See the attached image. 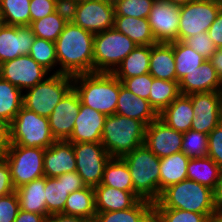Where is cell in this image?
Here are the masks:
<instances>
[{"label":"cell","mask_w":222,"mask_h":222,"mask_svg":"<svg viewBox=\"0 0 222 222\" xmlns=\"http://www.w3.org/2000/svg\"><path fill=\"white\" fill-rule=\"evenodd\" d=\"M95 34L74 23H66L55 43L58 73L77 75L93 72Z\"/></svg>","instance_id":"1"},{"label":"cell","mask_w":222,"mask_h":222,"mask_svg":"<svg viewBox=\"0 0 222 222\" xmlns=\"http://www.w3.org/2000/svg\"><path fill=\"white\" fill-rule=\"evenodd\" d=\"M73 88L81 104L105 116L115 114L119 96V79L113 73L92 72L74 75Z\"/></svg>","instance_id":"2"},{"label":"cell","mask_w":222,"mask_h":222,"mask_svg":"<svg viewBox=\"0 0 222 222\" xmlns=\"http://www.w3.org/2000/svg\"><path fill=\"white\" fill-rule=\"evenodd\" d=\"M153 208L181 209L201 214H215L213 190L192 180H183L164 189Z\"/></svg>","instance_id":"3"},{"label":"cell","mask_w":222,"mask_h":222,"mask_svg":"<svg viewBox=\"0 0 222 222\" xmlns=\"http://www.w3.org/2000/svg\"><path fill=\"white\" fill-rule=\"evenodd\" d=\"M146 126L119 114L106 117L101 143L111 158H122L145 142Z\"/></svg>","instance_id":"4"},{"label":"cell","mask_w":222,"mask_h":222,"mask_svg":"<svg viewBox=\"0 0 222 222\" xmlns=\"http://www.w3.org/2000/svg\"><path fill=\"white\" fill-rule=\"evenodd\" d=\"M122 159L130 170L134 193L140 199L156 202L159 198L160 158L143 144Z\"/></svg>","instance_id":"5"},{"label":"cell","mask_w":222,"mask_h":222,"mask_svg":"<svg viewBox=\"0 0 222 222\" xmlns=\"http://www.w3.org/2000/svg\"><path fill=\"white\" fill-rule=\"evenodd\" d=\"M56 139L52 135L49 120L22 107L9 124V145L46 149Z\"/></svg>","instance_id":"6"},{"label":"cell","mask_w":222,"mask_h":222,"mask_svg":"<svg viewBox=\"0 0 222 222\" xmlns=\"http://www.w3.org/2000/svg\"><path fill=\"white\" fill-rule=\"evenodd\" d=\"M72 87V75L51 74L42 82L23 92V107L48 118Z\"/></svg>","instance_id":"7"},{"label":"cell","mask_w":222,"mask_h":222,"mask_svg":"<svg viewBox=\"0 0 222 222\" xmlns=\"http://www.w3.org/2000/svg\"><path fill=\"white\" fill-rule=\"evenodd\" d=\"M136 46L135 42L114 27L95 34L93 72L113 73Z\"/></svg>","instance_id":"8"},{"label":"cell","mask_w":222,"mask_h":222,"mask_svg":"<svg viewBox=\"0 0 222 222\" xmlns=\"http://www.w3.org/2000/svg\"><path fill=\"white\" fill-rule=\"evenodd\" d=\"M45 149L8 145L0 155L7 161L15 190L44 175L43 160Z\"/></svg>","instance_id":"9"},{"label":"cell","mask_w":222,"mask_h":222,"mask_svg":"<svg viewBox=\"0 0 222 222\" xmlns=\"http://www.w3.org/2000/svg\"><path fill=\"white\" fill-rule=\"evenodd\" d=\"M221 10L219 0H192L181 6L178 41L207 32Z\"/></svg>","instance_id":"10"},{"label":"cell","mask_w":222,"mask_h":222,"mask_svg":"<svg viewBox=\"0 0 222 222\" xmlns=\"http://www.w3.org/2000/svg\"><path fill=\"white\" fill-rule=\"evenodd\" d=\"M76 157V172L86 186L101 184L104 168L111 156L101 142L72 143Z\"/></svg>","instance_id":"11"},{"label":"cell","mask_w":222,"mask_h":222,"mask_svg":"<svg viewBox=\"0 0 222 222\" xmlns=\"http://www.w3.org/2000/svg\"><path fill=\"white\" fill-rule=\"evenodd\" d=\"M50 74L29 54L0 64V77L15 85L22 92L45 80Z\"/></svg>","instance_id":"12"},{"label":"cell","mask_w":222,"mask_h":222,"mask_svg":"<svg viewBox=\"0 0 222 222\" xmlns=\"http://www.w3.org/2000/svg\"><path fill=\"white\" fill-rule=\"evenodd\" d=\"M112 0L79 1L74 24L93 34L104 32L114 26Z\"/></svg>","instance_id":"13"},{"label":"cell","mask_w":222,"mask_h":222,"mask_svg":"<svg viewBox=\"0 0 222 222\" xmlns=\"http://www.w3.org/2000/svg\"><path fill=\"white\" fill-rule=\"evenodd\" d=\"M188 96L194 115L191 130L208 135L221 122L222 92H201Z\"/></svg>","instance_id":"14"},{"label":"cell","mask_w":222,"mask_h":222,"mask_svg":"<svg viewBox=\"0 0 222 222\" xmlns=\"http://www.w3.org/2000/svg\"><path fill=\"white\" fill-rule=\"evenodd\" d=\"M147 19L157 43L178 41L179 6L166 0H155Z\"/></svg>","instance_id":"15"},{"label":"cell","mask_w":222,"mask_h":222,"mask_svg":"<svg viewBox=\"0 0 222 222\" xmlns=\"http://www.w3.org/2000/svg\"><path fill=\"white\" fill-rule=\"evenodd\" d=\"M183 133L168 126L159 117L145 129L144 144L158 157L182 151Z\"/></svg>","instance_id":"16"},{"label":"cell","mask_w":222,"mask_h":222,"mask_svg":"<svg viewBox=\"0 0 222 222\" xmlns=\"http://www.w3.org/2000/svg\"><path fill=\"white\" fill-rule=\"evenodd\" d=\"M80 106L79 96L72 87L48 117L52 135L56 140H67L71 136Z\"/></svg>","instance_id":"17"},{"label":"cell","mask_w":222,"mask_h":222,"mask_svg":"<svg viewBox=\"0 0 222 222\" xmlns=\"http://www.w3.org/2000/svg\"><path fill=\"white\" fill-rule=\"evenodd\" d=\"M35 40L29 26H13L0 23V64L27 55Z\"/></svg>","instance_id":"18"},{"label":"cell","mask_w":222,"mask_h":222,"mask_svg":"<svg viewBox=\"0 0 222 222\" xmlns=\"http://www.w3.org/2000/svg\"><path fill=\"white\" fill-rule=\"evenodd\" d=\"M178 83L182 95L210 91L222 92V81L209 59L192 72L185 74Z\"/></svg>","instance_id":"19"},{"label":"cell","mask_w":222,"mask_h":222,"mask_svg":"<svg viewBox=\"0 0 222 222\" xmlns=\"http://www.w3.org/2000/svg\"><path fill=\"white\" fill-rule=\"evenodd\" d=\"M106 117L99 111L81 104L75 118L73 132L67 141L71 143L101 142Z\"/></svg>","instance_id":"20"},{"label":"cell","mask_w":222,"mask_h":222,"mask_svg":"<svg viewBox=\"0 0 222 222\" xmlns=\"http://www.w3.org/2000/svg\"><path fill=\"white\" fill-rule=\"evenodd\" d=\"M44 175L57 177L76 171V157L73 144L67 140H56L44 151Z\"/></svg>","instance_id":"21"},{"label":"cell","mask_w":222,"mask_h":222,"mask_svg":"<svg viewBox=\"0 0 222 222\" xmlns=\"http://www.w3.org/2000/svg\"><path fill=\"white\" fill-rule=\"evenodd\" d=\"M115 114L141 121L145 126L159 117V114L146 99L136 96L119 80V96Z\"/></svg>","instance_id":"22"},{"label":"cell","mask_w":222,"mask_h":222,"mask_svg":"<svg viewBox=\"0 0 222 222\" xmlns=\"http://www.w3.org/2000/svg\"><path fill=\"white\" fill-rule=\"evenodd\" d=\"M96 212L125 210L140 198L134 193L99 184L94 187Z\"/></svg>","instance_id":"23"},{"label":"cell","mask_w":222,"mask_h":222,"mask_svg":"<svg viewBox=\"0 0 222 222\" xmlns=\"http://www.w3.org/2000/svg\"><path fill=\"white\" fill-rule=\"evenodd\" d=\"M193 117L191 98L182 94L159 114V118L163 122L181 133L191 130Z\"/></svg>","instance_id":"24"},{"label":"cell","mask_w":222,"mask_h":222,"mask_svg":"<svg viewBox=\"0 0 222 222\" xmlns=\"http://www.w3.org/2000/svg\"><path fill=\"white\" fill-rule=\"evenodd\" d=\"M149 74L157 79L177 81L173 47L169 43L151 45Z\"/></svg>","instance_id":"25"},{"label":"cell","mask_w":222,"mask_h":222,"mask_svg":"<svg viewBox=\"0 0 222 222\" xmlns=\"http://www.w3.org/2000/svg\"><path fill=\"white\" fill-rule=\"evenodd\" d=\"M189 160L182 151L160 158L159 197L167 187L187 179Z\"/></svg>","instance_id":"26"},{"label":"cell","mask_w":222,"mask_h":222,"mask_svg":"<svg viewBox=\"0 0 222 222\" xmlns=\"http://www.w3.org/2000/svg\"><path fill=\"white\" fill-rule=\"evenodd\" d=\"M45 176L17 188L20 209L47 217Z\"/></svg>","instance_id":"27"},{"label":"cell","mask_w":222,"mask_h":222,"mask_svg":"<svg viewBox=\"0 0 222 222\" xmlns=\"http://www.w3.org/2000/svg\"><path fill=\"white\" fill-rule=\"evenodd\" d=\"M113 27L129 37L137 45L157 44L147 18L115 16Z\"/></svg>","instance_id":"28"},{"label":"cell","mask_w":222,"mask_h":222,"mask_svg":"<svg viewBox=\"0 0 222 222\" xmlns=\"http://www.w3.org/2000/svg\"><path fill=\"white\" fill-rule=\"evenodd\" d=\"M151 45H137L115 69L116 78H131L149 73Z\"/></svg>","instance_id":"29"},{"label":"cell","mask_w":222,"mask_h":222,"mask_svg":"<svg viewBox=\"0 0 222 222\" xmlns=\"http://www.w3.org/2000/svg\"><path fill=\"white\" fill-rule=\"evenodd\" d=\"M95 193L94 188L86 186L69 194L62 214L82 216L95 220Z\"/></svg>","instance_id":"30"},{"label":"cell","mask_w":222,"mask_h":222,"mask_svg":"<svg viewBox=\"0 0 222 222\" xmlns=\"http://www.w3.org/2000/svg\"><path fill=\"white\" fill-rule=\"evenodd\" d=\"M220 167L208 156L192 158L187 167V179L196 181L214 191Z\"/></svg>","instance_id":"31"},{"label":"cell","mask_w":222,"mask_h":222,"mask_svg":"<svg viewBox=\"0 0 222 222\" xmlns=\"http://www.w3.org/2000/svg\"><path fill=\"white\" fill-rule=\"evenodd\" d=\"M101 185L134 192L130 170L122 158H110L105 165Z\"/></svg>","instance_id":"32"},{"label":"cell","mask_w":222,"mask_h":222,"mask_svg":"<svg viewBox=\"0 0 222 222\" xmlns=\"http://www.w3.org/2000/svg\"><path fill=\"white\" fill-rule=\"evenodd\" d=\"M152 211L153 203L140 199L125 210L97 212L94 222H142Z\"/></svg>","instance_id":"33"},{"label":"cell","mask_w":222,"mask_h":222,"mask_svg":"<svg viewBox=\"0 0 222 222\" xmlns=\"http://www.w3.org/2000/svg\"><path fill=\"white\" fill-rule=\"evenodd\" d=\"M23 107V92L0 77V118L10 124Z\"/></svg>","instance_id":"34"},{"label":"cell","mask_w":222,"mask_h":222,"mask_svg":"<svg viewBox=\"0 0 222 222\" xmlns=\"http://www.w3.org/2000/svg\"><path fill=\"white\" fill-rule=\"evenodd\" d=\"M45 199L47 217L50 214L62 213L69 196V190L65 186V174L57 177L45 176Z\"/></svg>","instance_id":"35"},{"label":"cell","mask_w":222,"mask_h":222,"mask_svg":"<svg viewBox=\"0 0 222 222\" xmlns=\"http://www.w3.org/2000/svg\"><path fill=\"white\" fill-rule=\"evenodd\" d=\"M30 0H0V23L29 26L31 23Z\"/></svg>","instance_id":"36"},{"label":"cell","mask_w":222,"mask_h":222,"mask_svg":"<svg viewBox=\"0 0 222 222\" xmlns=\"http://www.w3.org/2000/svg\"><path fill=\"white\" fill-rule=\"evenodd\" d=\"M169 44L173 47L178 82L185 74L192 72L206 60L183 41H173Z\"/></svg>","instance_id":"37"},{"label":"cell","mask_w":222,"mask_h":222,"mask_svg":"<svg viewBox=\"0 0 222 222\" xmlns=\"http://www.w3.org/2000/svg\"><path fill=\"white\" fill-rule=\"evenodd\" d=\"M150 90L149 102L158 114L181 94L178 81L157 78H153Z\"/></svg>","instance_id":"38"},{"label":"cell","mask_w":222,"mask_h":222,"mask_svg":"<svg viewBox=\"0 0 222 222\" xmlns=\"http://www.w3.org/2000/svg\"><path fill=\"white\" fill-rule=\"evenodd\" d=\"M29 55L51 74H58V60L54 42L35 37Z\"/></svg>","instance_id":"39"},{"label":"cell","mask_w":222,"mask_h":222,"mask_svg":"<svg viewBox=\"0 0 222 222\" xmlns=\"http://www.w3.org/2000/svg\"><path fill=\"white\" fill-rule=\"evenodd\" d=\"M66 22L56 13L30 23L35 37L55 42L64 29Z\"/></svg>","instance_id":"40"},{"label":"cell","mask_w":222,"mask_h":222,"mask_svg":"<svg viewBox=\"0 0 222 222\" xmlns=\"http://www.w3.org/2000/svg\"><path fill=\"white\" fill-rule=\"evenodd\" d=\"M158 222H211L215 214H201L181 209L153 208Z\"/></svg>","instance_id":"41"},{"label":"cell","mask_w":222,"mask_h":222,"mask_svg":"<svg viewBox=\"0 0 222 222\" xmlns=\"http://www.w3.org/2000/svg\"><path fill=\"white\" fill-rule=\"evenodd\" d=\"M115 16L148 18L155 0H112Z\"/></svg>","instance_id":"42"},{"label":"cell","mask_w":222,"mask_h":222,"mask_svg":"<svg viewBox=\"0 0 222 222\" xmlns=\"http://www.w3.org/2000/svg\"><path fill=\"white\" fill-rule=\"evenodd\" d=\"M182 152L190 159L207 156L208 135L193 130L183 133Z\"/></svg>","instance_id":"43"},{"label":"cell","mask_w":222,"mask_h":222,"mask_svg":"<svg viewBox=\"0 0 222 222\" xmlns=\"http://www.w3.org/2000/svg\"><path fill=\"white\" fill-rule=\"evenodd\" d=\"M153 76L149 73L134 76L131 78H117L122 85L138 97L149 101L150 88L153 82Z\"/></svg>","instance_id":"44"},{"label":"cell","mask_w":222,"mask_h":222,"mask_svg":"<svg viewBox=\"0 0 222 222\" xmlns=\"http://www.w3.org/2000/svg\"><path fill=\"white\" fill-rule=\"evenodd\" d=\"M183 42L206 59H210L218 49L208 32L197 33L185 38Z\"/></svg>","instance_id":"45"},{"label":"cell","mask_w":222,"mask_h":222,"mask_svg":"<svg viewBox=\"0 0 222 222\" xmlns=\"http://www.w3.org/2000/svg\"><path fill=\"white\" fill-rule=\"evenodd\" d=\"M19 210L16 191L0 197V222H14Z\"/></svg>","instance_id":"46"},{"label":"cell","mask_w":222,"mask_h":222,"mask_svg":"<svg viewBox=\"0 0 222 222\" xmlns=\"http://www.w3.org/2000/svg\"><path fill=\"white\" fill-rule=\"evenodd\" d=\"M207 156L222 169V122L208 134Z\"/></svg>","instance_id":"47"},{"label":"cell","mask_w":222,"mask_h":222,"mask_svg":"<svg viewBox=\"0 0 222 222\" xmlns=\"http://www.w3.org/2000/svg\"><path fill=\"white\" fill-rule=\"evenodd\" d=\"M56 0H30L31 22L55 12Z\"/></svg>","instance_id":"48"},{"label":"cell","mask_w":222,"mask_h":222,"mask_svg":"<svg viewBox=\"0 0 222 222\" xmlns=\"http://www.w3.org/2000/svg\"><path fill=\"white\" fill-rule=\"evenodd\" d=\"M78 4L79 1L77 0H56L55 12L66 23H73L76 17Z\"/></svg>","instance_id":"49"},{"label":"cell","mask_w":222,"mask_h":222,"mask_svg":"<svg viewBox=\"0 0 222 222\" xmlns=\"http://www.w3.org/2000/svg\"><path fill=\"white\" fill-rule=\"evenodd\" d=\"M15 191L13 187L10 167L7 161L0 155V197Z\"/></svg>","instance_id":"50"},{"label":"cell","mask_w":222,"mask_h":222,"mask_svg":"<svg viewBox=\"0 0 222 222\" xmlns=\"http://www.w3.org/2000/svg\"><path fill=\"white\" fill-rule=\"evenodd\" d=\"M207 32L217 48L222 47V10L219 12Z\"/></svg>","instance_id":"51"},{"label":"cell","mask_w":222,"mask_h":222,"mask_svg":"<svg viewBox=\"0 0 222 222\" xmlns=\"http://www.w3.org/2000/svg\"><path fill=\"white\" fill-rule=\"evenodd\" d=\"M65 186L69 190V194L86 187L81 176L76 171L65 173Z\"/></svg>","instance_id":"52"},{"label":"cell","mask_w":222,"mask_h":222,"mask_svg":"<svg viewBox=\"0 0 222 222\" xmlns=\"http://www.w3.org/2000/svg\"><path fill=\"white\" fill-rule=\"evenodd\" d=\"M46 222H94V220L82 216H72L65 215L62 213H54L50 214L47 217Z\"/></svg>","instance_id":"53"},{"label":"cell","mask_w":222,"mask_h":222,"mask_svg":"<svg viewBox=\"0 0 222 222\" xmlns=\"http://www.w3.org/2000/svg\"><path fill=\"white\" fill-rule=\"evenodd\" d=\"M46 220L47 217L45 215L36 214L20 209L14 222H46Z\"/></svg>","instance_id":"54"},{"label":"cell","mask_w":222,"mask_h":222,"mask_svg":"<svg viewBox=\"0 0 222 222\" xmlns=\"http://www.w3.org/2000/svg\"><path fill=\"white\" fill-rule=\"evenodd\" d=\"M9 144V124L0 118V154Z\"/></svg>","instance_id":"55"},{"label":"cell","mask_w":222,"mask_h":222,"mask_svg":"<svg viewBox=\"0 0 222 222\" xmlns=\"http://www.w3.org/2000/svg\"><path fill=\"white\" fill-rule=\"evenodd\" d=\"M214 193V203L217 211H222V169L219 173V178L217 180V185L213 191Z\"/></svg>","instance_id":"56"},{"label":"cell","mask_w":222,"mask_h":222,"mask_svg":"<svg viewBox=\"0 0 222 222\" xmlns=\"http://www.w3.org/2000/svg\"><path fill=\"white\" fill-rule=\"evenodd\" d=\"M209 60L214 66L218 77L222 81V47L218 48Z\"/></svg>","instance_id":"57"},{"label":"cell","mask_w":222,"mask_h":222,"mask_svg":"<svg viewBox=\"0 0 222 222\" xmlns=\"http://www.w3.org/2000/svg\"><path fill=\"white\" fill-rule=\"evenodd\" d=\"M170 2L171 4L177 5L179 7L186 5L187 3H190L192 0H166Z\"/></svg>","instance_id":"58"},{"label":"cell","mask_w":222,"mask_h":222,"mask_svg":"<svg viewBox=\"0 0 222 222\" xmlns=\"http://www.w3.org/2000/svg\"><path fill=\"white\" fill-rule=\"evenodd\" d=\"M142 222H158L155 212L152 211Z\"/></svg>","instance_id":"59"},{"label":"cell","mask_w":222,"mask_h":222,"mask_svg":"<svg viewBox=\"0 0 222 222\" xmlns=\"http://www.w3.org/2000/svg\"><path fill=\"white\" fill-rule=\"evenodd\" d=\"M211 222H222V211H217L211 218Z\"/></svg>","instance_id":"60"},{"label":"cell","mask_w":222,"mask_h":222,"mask_svg":"<svg viewBox=\"0 0 222 222\" xmlns=\"http://www.w3.org/2000/svg\"><path fill=\"white\" fill-rule=\"evenodd\" d=\"M219 2H220V6H221V8H222V0H219Z\"/></svg>","instance_id":"61"}]
</instances>
